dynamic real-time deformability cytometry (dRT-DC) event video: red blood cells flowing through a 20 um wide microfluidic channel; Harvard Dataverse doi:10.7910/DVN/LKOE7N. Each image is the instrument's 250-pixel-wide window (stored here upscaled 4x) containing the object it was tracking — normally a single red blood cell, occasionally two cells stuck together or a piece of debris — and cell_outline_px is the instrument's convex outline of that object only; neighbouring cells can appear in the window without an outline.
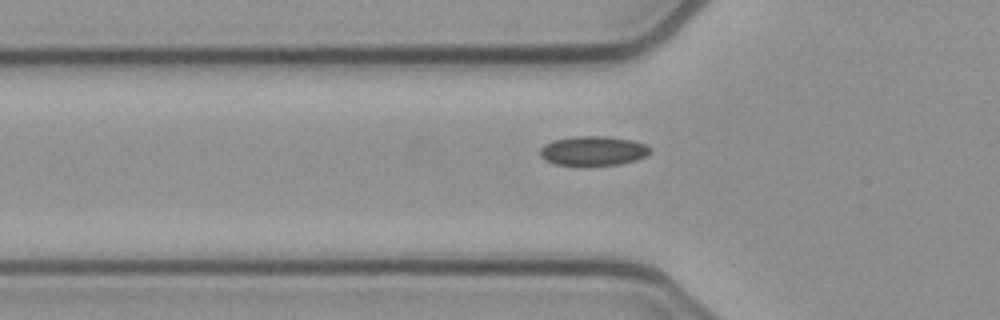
{"species": "common noctule bat (a hibernating species)", "species_latin": "Nyctalus noctula", "temperature_condition": "cold", "stored_images_in_passage": 38, "camera_frame_rate_fps": 3000, "um_per_image_px": 0.085, "animal": {"sex": "female", "body_mass_g": 21.9}, "frame": {"image": 1, "passage_image": 7, "time_ms": 2.0, "image_size_px": [1000, 320], "cell_outline_px": [[652, 152], [648, 156], [636, 160], [620, 164], [556, 164], [544, 160], [540, 156], [540, 148], [544, 144], [552, 140], [576, 136], [604, 136], [632, 140], [644, 144], [652, 148]], "centroid_in_image_um": [50.44, 12.8], "position_along_channel_um": 75.4, "area_um2": 18.79}}
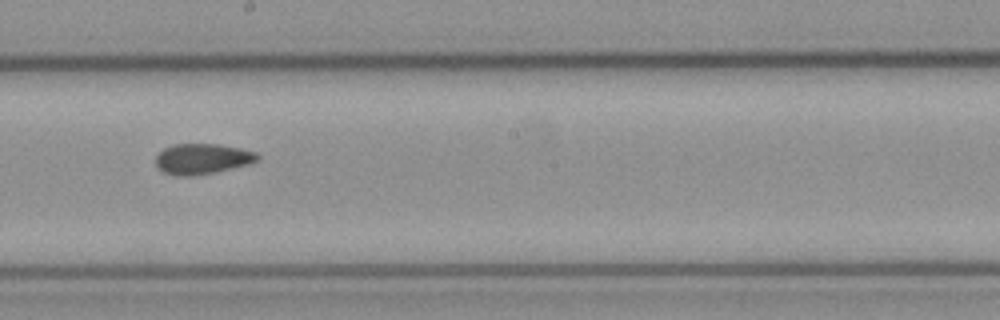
{"frame": {"image": 2, "passage_image": 19, "time_ms": 6.0, "image_size_px": [1000, 320], "cell_outline_px": [[260, 156], [252, 164], [216, 172], [192, 176], [180, 176], [164, 172], [156, 164], [156, 156], [164, 148], [172, 144], [216, 144], [240, 148], [256, 152]], "centroid_in_image_um": [17.22, 13.5], "position_along_channel_um": 231.0, "area_um2": 18.09}}
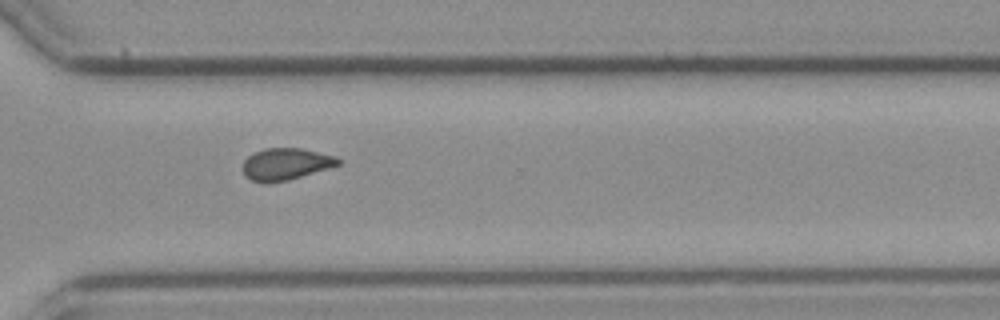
{"frame": {"image": 3, "passage_image": 28, "time_ms": 9.0, "image_size_px": [1000, 320], "cell_outline_px": [[340, 164], [288, 180], [252, 180], [244, 176], [244, 160], [248, 156], [264, 148], [300, 148], [336, 156], [340, 160]], "centroid_in_image_um": [24.31, 13.9], "position_along_channel_um": 346.3, "area_um2": 16.99}}